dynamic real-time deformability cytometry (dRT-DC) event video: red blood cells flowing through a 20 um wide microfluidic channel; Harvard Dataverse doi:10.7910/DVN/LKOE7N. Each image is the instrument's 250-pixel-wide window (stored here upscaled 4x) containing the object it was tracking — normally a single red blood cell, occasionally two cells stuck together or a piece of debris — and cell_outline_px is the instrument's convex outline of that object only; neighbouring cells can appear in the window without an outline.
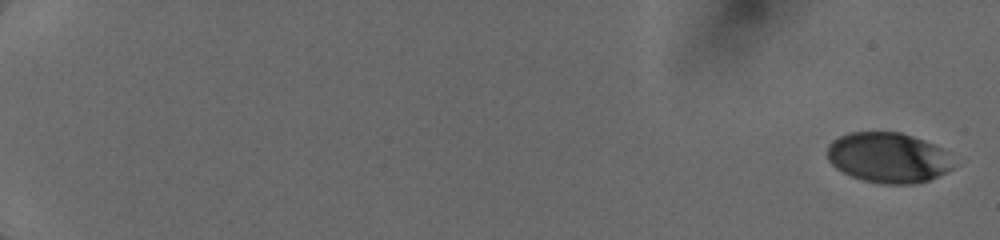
{"species": "human", "species_latin": "Homo sapiens", "temperature_condition": "cold", "stored_images_in_passage": 25, "camera_frame_rate_fps": 3000, "um_per_image_px": 0.085, "donor": {"sex": "female"}, "frame": {"image": 1, "passage_image": 1, "time_ms": 0.0, "image_size_px": [1000, 240], "cell_outline_px": [[952, 168], [928, 180], [916, 184], [880, 184], [864, 180], [852, 176], [836, 168], [828, 160], [828, 144], [832, 140], [848, 132], [900, 132], [924, 140], [940, 148]], "centroid_in_image_um": [75.4, 13.4], "position_along_channel_um": 9.6, "area_um2": 36.3}}
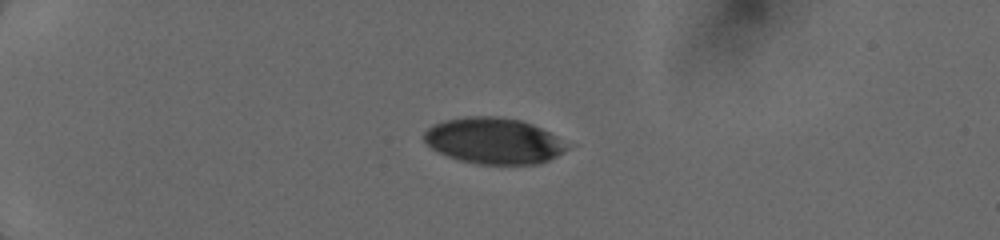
{"frame": {"image": 2, "passage_image": 17, "time_ms": 4.667, "image_size_px": [1000, 240], "cell_outline_px": [[568, 148], [564, 152], [540, 164], [480, 164], [460, 160], [436, 152], [424, 140], [424, 132], [432, 124], [444, 120], [464, 116], [500, 116], [520, 120], [532, 124], [556, 136]], "centroid_in_image_um": [41.92, 11.96], "position_along_channel_um": 43.1, "area_um2": 38.26}}
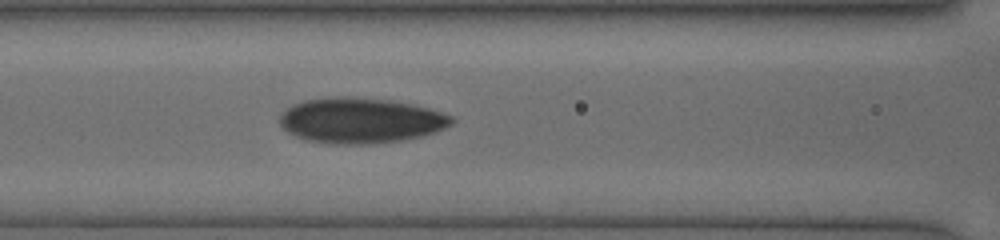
{"frame": {"image": 3, "passage_image": 25, "time_ms": 8.333, "image_size_px": [1000, 240], "cell_outline_px": [[456, 120], [452, 124], [444, 128], [420, 136], [404, 140], [376, 144], [332, 144], [304, 140], [288, 132], [280, 124], [280, 112], [292, 104], [304, 100], [340, 96], [348, 96], [392, 100], [412, 104], [428, 108], [452, 116]], "centroid_in_image_um": [30.63, 10.24], "position_along_channel_um": 136.0, "area_um2": 45.78}}